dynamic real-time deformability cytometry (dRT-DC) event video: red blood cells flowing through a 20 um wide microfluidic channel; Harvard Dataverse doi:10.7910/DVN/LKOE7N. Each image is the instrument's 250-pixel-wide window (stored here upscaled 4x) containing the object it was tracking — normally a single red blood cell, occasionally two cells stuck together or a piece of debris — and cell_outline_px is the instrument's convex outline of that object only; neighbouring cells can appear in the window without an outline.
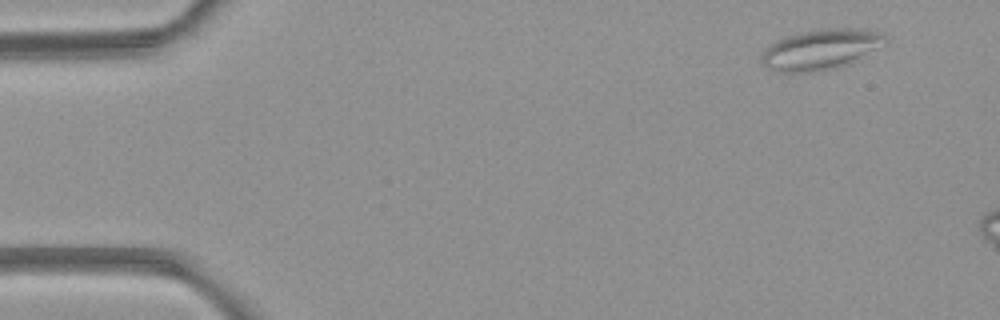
{"species": "common noctule bat (a hibernating species)", "species_latin": "Nyctalus noctula", "temperature_condition": "room temperature", "stored_images_in_passage": 4, "camera_frame_rate_fps": 3000, "um_per_image_px": 0.085, "animal": {"sex": "female", "body_mass_g": 21.9}, "frame": {"image": 1, "passage_image": 1, "time_ms": 0.0, "image_size_px": [1000, 320], "cell_outline_px": [[888, 44], [840, 68], [808, 72], [784, 72], [768, 68], [764, 64], [764, 52], [776, 40], [784, 36], [800, 32], [820, 28], [852, 28], [880, 32], [888, 40]], "centroid_in_image_um": [69.85, 4.19], "position_along_channel_um": 15.2, "area_um2": 29.02}}